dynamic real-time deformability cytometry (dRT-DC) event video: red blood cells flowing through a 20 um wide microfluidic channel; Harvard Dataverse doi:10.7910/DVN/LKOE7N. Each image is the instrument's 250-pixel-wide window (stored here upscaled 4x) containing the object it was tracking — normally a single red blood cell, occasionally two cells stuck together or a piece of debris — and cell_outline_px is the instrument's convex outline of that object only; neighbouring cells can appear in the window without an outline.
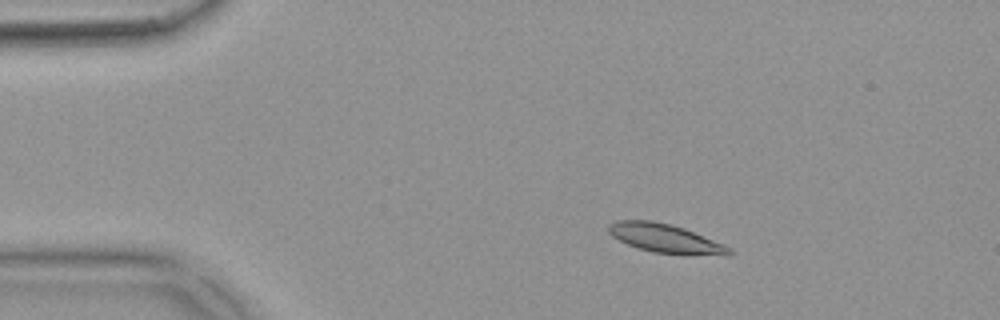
{"species": "common noctule bat (a hibernating species)", "species_latin": "Nyctalus noctula", "temperature_condition": "warm", "stored_images_in_passage": 45, "camera_frame_rate_fps": 3000, "um_per_image_px": 0.085, "animal": {"sex": "female", "body_mass_g": 18.4}, "frame": {"image": 1, "passage_image": 1, "time_ms": 0.0, "image_size_px": [1000, 320], "cell_outline_px": [[736, 252], [728, 256], [688, 256], [652, 252], [636, 248], [612, 236], [608, 232], [608, 224], [616, 220], [652, 220], [672, 224], [684, 228], [724, 244], [732, 248]], "centroid_in_image_um": [56.64, 20.3], "position_along_channel_um": 28.4, "area_um2": 20.98}}
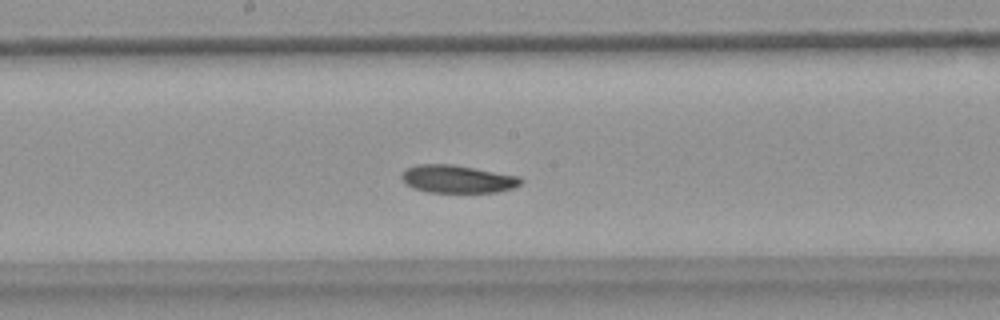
{"frame": {"image": 2, "passage_image": 20, "time_ms": 6.333, "image_size_px": [1000, 320], "cell_outline_px": [[524, 180], [520, 184], [512, 188], [496, 192], [428, 192], [412, 188], [404, 184], [400, 176], [408, 168], [416, 164], [452, 164], [520, 176]], "centroid_in_image_um": [38.87, 15.22], "position_along_channel_um": 209.3, "area_um2": 19.36}}
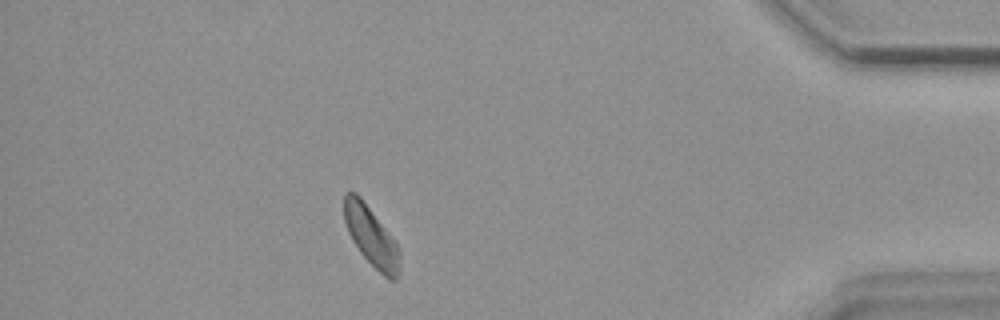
{"frame": {"image": 3, "passage_image": 39, "time_ms": 12.667, "image_size_px": [1000, 320], "cell_outline_px": [[400, 272], [396, 280], [388, 280], [360, 252], [352, 240], [348, 232], [344, 220], [344, 192], [356, 192], [360, 196], [396, 244], [400, 252]], "centroid_in_image_um": [31.54, 20.11], "position_along_channel_um": 403.7, "area_um2": 18.9}, "authors_computed_cell_mechanics": {"area_um2": 19.7098, "velocity_mm_per_s": 3.7898, "shape_relaxation_time_tau1_ms": 6.5167, "shape_relaxation_time_tau2_ms": null, "deformation_change_tau1": 0.1198, "deformation_change_tau2": null}}